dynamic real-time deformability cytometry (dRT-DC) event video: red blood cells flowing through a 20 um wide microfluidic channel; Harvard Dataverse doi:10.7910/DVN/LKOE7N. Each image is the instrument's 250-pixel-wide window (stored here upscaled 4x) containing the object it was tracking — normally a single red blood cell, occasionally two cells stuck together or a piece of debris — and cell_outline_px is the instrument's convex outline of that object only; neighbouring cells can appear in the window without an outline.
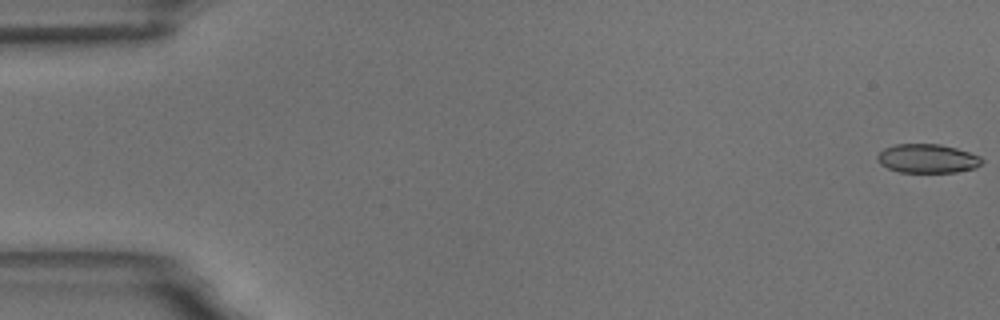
{"species": "common noctule bat (a hibernating species)", "species_latin": "Nyctalus noctula", "temperature_condition": "room temperature", "stored_images_in_passage": 58, "camera_frame_rate_fps": 3000, "um_per_image_px": 0.085, "animal": {"sex": "male", "body_mass_g": 18.8}, "frame": {"image": 1, "passage_image": 1, "time_ms": 0.0, "image_size_px": [1000, 320], "cell_outline_px": [[984, 160], [976, 168], [956, 172], [900, 172], [888, 168], [880, 164], [876, 160], [876, 156], [884, 148], [896, 144], [940, 144], [956, 148], [980, 156]], "centroid_in_image_um": [78.82, 13.47], "position_along_channel_um": 6.2, "area_um2": 17.63}}
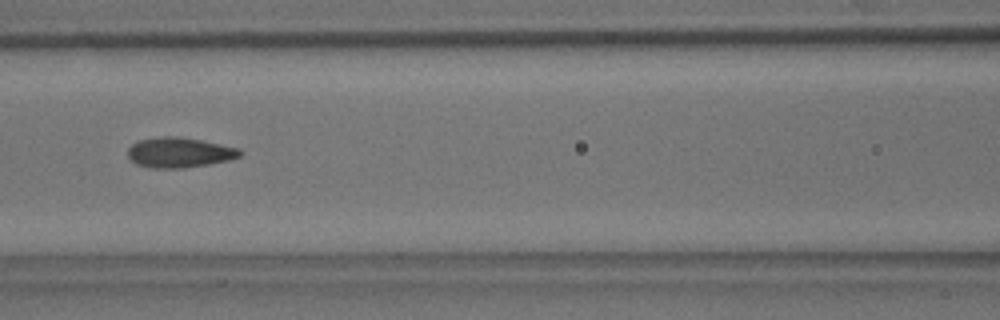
{"frame": {"image": 2, "passage_image": 26, "time_ms": 8.333, "image_size_px": [1000, 320], "cell_outline_px": [[244, 152], [240, 156], [228, 160], [208, 164], [184, 168], [148, 168], [136, 164], [128, 156], [128, 148], [132, 144], [140, 140], [160, 136], [180, 136], [240, 148]], "centroid_in_image_um": [15.25, 12.96], "position_along_channel_um": 151.4, "area_um2": 19.77}}
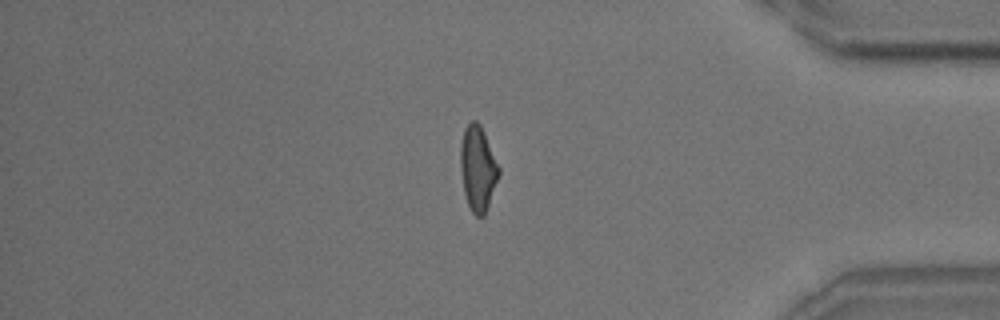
{"frame": {"image": 3, "passage_image": 49, "time_ms": 16.0, "image_size_px": [1000, 320], "cell_outline_px": [[500, 172], [484, 216], [476, 216], [472, 212], [468, 204], [464, 192], [460, 168], [460, 144], [464, 128], [472, 120], [476, 120], [480, 124], [484, 132], [500, 168]], "centroid_in_image_um": [40.6, 14.29], "position_along_channel_um": 394.6, "area_um2": 18.9}, "authors_computed_cell_mechanics": {"area_um2": 18.9295, "velocity_mm_per_s": 3.5399, "shape_relaxation_time_tau1_ms": 5.341, "shape_relaxation_time_tau2_ms": 1.4925, "deformation_change_tau1": 0.1468, "deformation_change_tau2": 0.073}}